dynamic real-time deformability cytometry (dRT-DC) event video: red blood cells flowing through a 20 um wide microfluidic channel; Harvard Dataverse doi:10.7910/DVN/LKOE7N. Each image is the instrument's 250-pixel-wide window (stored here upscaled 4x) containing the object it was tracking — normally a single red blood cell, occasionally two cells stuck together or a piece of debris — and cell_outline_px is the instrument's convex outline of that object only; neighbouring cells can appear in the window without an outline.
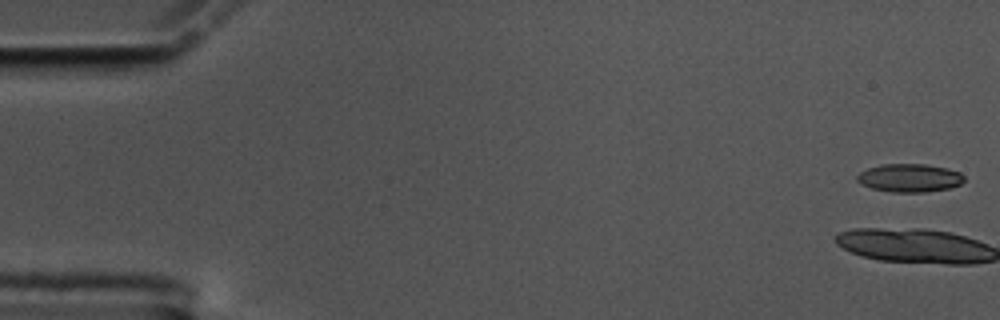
{"species": "common noctule bat (a hibernating species)", "species_latin": "Nyctalus noctula", "temperature_condition": "cold", "stored_images_in_passage": 18, "camera_frame_rate_fps": 3000, "um_per_image_px": 0.085, "animal": {"sex": "male", "body_mass_g": 17.5, "forearm_length_mm": 52.3}, "frame": {"image": 1, "passage_image": 1, "time_ms": 0.0, "image_size_px": [1000, 320], "cell_outline_px": [[964, 180], [960, 184], [948, 188], [924, 192], [892, 192], [872, 188], [860, 184], [856, 180], [856, 176], [860, 172], [868, 168], [880, 164], [924, 164], [948, 168], [960, 172], [964, 176]], "centroid_in_image_um": [77.29, 15.11], "position_along_channel_um": 7.7, "area_um2": 17.63}}